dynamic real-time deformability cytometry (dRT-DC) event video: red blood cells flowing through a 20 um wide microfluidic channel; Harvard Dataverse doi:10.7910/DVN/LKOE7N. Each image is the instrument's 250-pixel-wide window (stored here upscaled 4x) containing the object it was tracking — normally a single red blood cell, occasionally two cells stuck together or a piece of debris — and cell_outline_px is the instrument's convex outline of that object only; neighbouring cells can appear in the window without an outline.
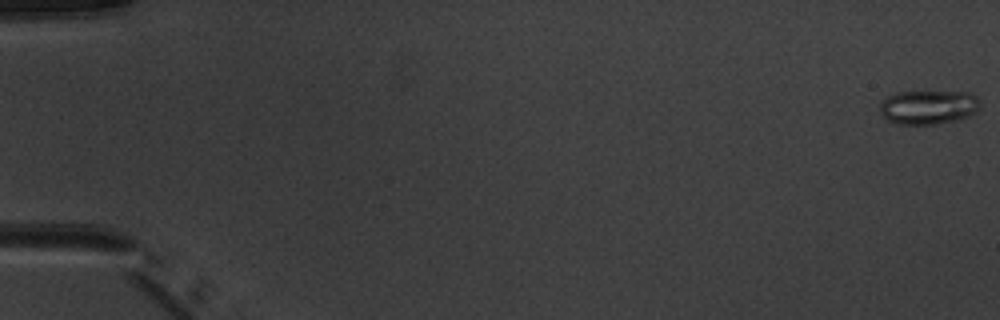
{"species": "common noctule bat (a hibernating species)", "species_latin": "Nyctalus noctula", "temperature_condition": "warm", "stored_images_in_passage": 15, "camera_frame_rate_fps": 3000, "um_per_image_px": 0.085, "animal": {"sex": "male", "body_mass_g": 20.1, "forearm_length_mm": 53.5}, "frame": {"image": 1, "passage_image": 1, "time_ms": 0.0, "image_size_px": [1000, 320], "cell_outline_px": [[980, 108], [976, 112], [968, 116], [956, 120], [936, 124], [900, 124], [888, 120], [880, 112], [880, 104], [888, 96], [896, 92], [968, 92], [976, 96], [980, 104]], "centroid_in_image_um": [78.93, 9.11], "position_along_channel_um": 6.1, "area_um2": 19.77}}